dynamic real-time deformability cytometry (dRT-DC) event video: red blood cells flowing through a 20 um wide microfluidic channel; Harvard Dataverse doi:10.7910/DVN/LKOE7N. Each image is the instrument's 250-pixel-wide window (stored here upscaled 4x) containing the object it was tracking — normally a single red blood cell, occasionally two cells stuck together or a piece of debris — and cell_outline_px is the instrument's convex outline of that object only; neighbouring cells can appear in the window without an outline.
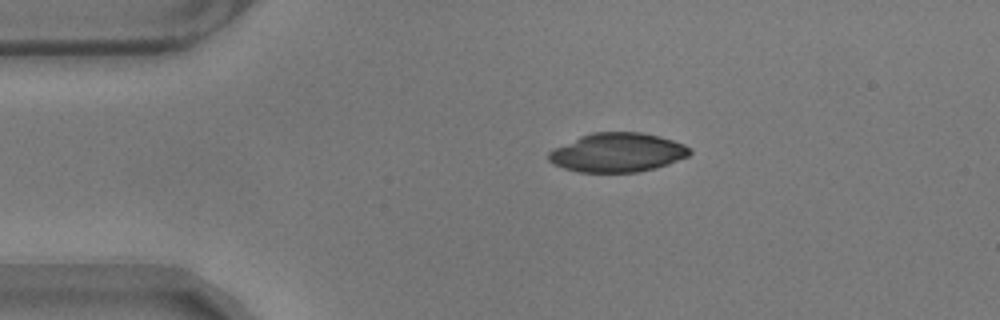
{"species": "common noctule bat (a hibernating species)", "species_latin": "Nyctalus noctula", "temperature_condition": "warm", "stored_images_in_passage": 39, "camera_frame_rate_fps": 3000, "um_per_image_px": 0.085, "animal": {"sex": "male", "body_mass_g": 17.9}, "frame": {"image": 1, "passage_image": 1, "time_ms": 0.0, "image_size_px": [1000, 320], "cell_outline_px": [[692, 152], [688, 156], [668, 164], [656, 168], [640, 172], [580, 172], [564, 168], [552, 164], [548, 160], [548, 152], [552, 148], [580, 136], [592, 132], [640, 132], [660, 136], [684, 144], [692, 148]], "centroid_in_image_um": [52.47, 12.96], "position_along_channel_um": 32.5, "area_um2": 32.37}}